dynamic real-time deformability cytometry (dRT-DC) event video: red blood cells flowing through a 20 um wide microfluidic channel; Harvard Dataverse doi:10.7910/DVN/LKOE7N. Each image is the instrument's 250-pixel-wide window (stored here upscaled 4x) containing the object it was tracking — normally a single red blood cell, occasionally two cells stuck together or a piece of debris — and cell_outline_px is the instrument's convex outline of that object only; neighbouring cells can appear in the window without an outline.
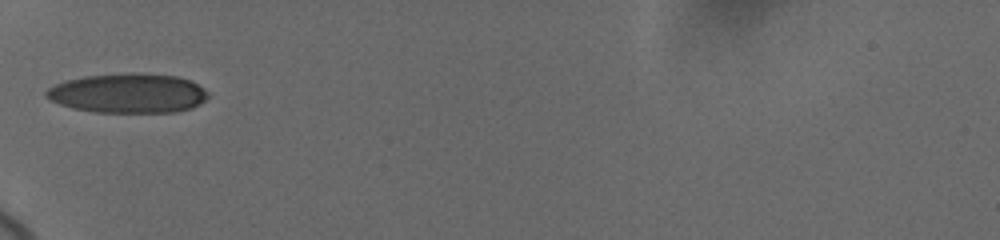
{"species": "human", "species_latin": "Homo sapiens", "temperature_condition": "cold", "stored_images_in_passage": 5, "camera_frame_rate_fps": 3000, "um_per_image_px": 0.085, "donor": {"sex": "female"}, "frame": {"image": 1, "passage_image": 1, "time_ms": 0.0, "image_size_px": [1000, 240], "cell_outline_px": [[208, 96], [200, 104], [192, 108], [176, 112], [92, 112], [72, 108], [48, 100], [44, 96], [44, 92], [48, 88], [56, 84], [68, 80], [84, 76], [132, 72], [140, 72], [176, 76], [188, 80], [204, 88], [208, 92]], "centroid_in_image_um": [10.87, 7.92], "position_along_channel_um": 74.1, "area_um2": 37.51}}
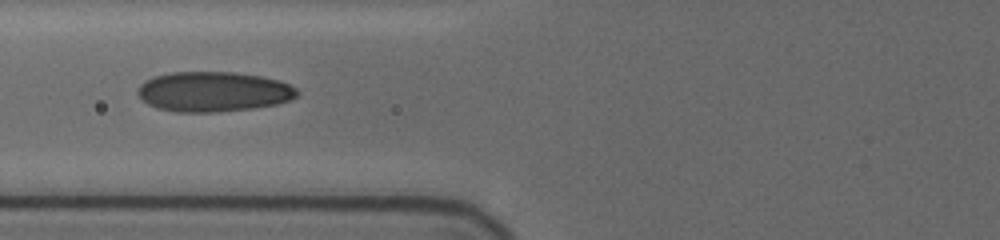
{"frame": {"image": 2, "passage_image": 4, "time_ms": 1.0, "image_size_px": [1000, 240], "cell_outline_px": [[300, 92], [296, 96], [288, 100], [276, 104], [252, 108], [216, 112], [176, 112], [156, 108], [148, 104], [136, 92], [140, 84], [144, 80], [156, 76], [172, 72], [236, 72], [260, 76], [280, 80], [296, 88]], "centroid_in_image_um": [18.13, 7.79], "position_along_channel_um": 107.7, "area_um2": 37.17}}